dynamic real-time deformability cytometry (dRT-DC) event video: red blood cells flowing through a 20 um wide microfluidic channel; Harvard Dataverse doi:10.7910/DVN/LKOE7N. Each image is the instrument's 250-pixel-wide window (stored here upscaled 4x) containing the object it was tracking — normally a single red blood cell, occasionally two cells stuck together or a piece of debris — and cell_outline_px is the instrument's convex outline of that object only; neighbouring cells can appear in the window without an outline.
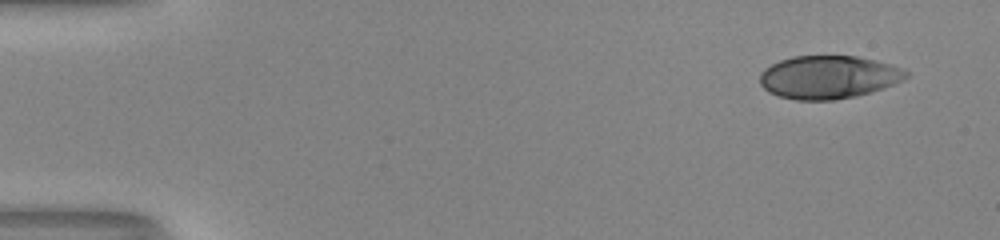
{"species": "human", "species_latin": "Homo sapiens", "temperature_condition": "room temperature", "stored_images_in_passage": 49, "camera_frame_rate_fps": 3000, "um_per_image_px": 0.085, "donor": {"sex": "male"}, "frame": {"image": 1, "passage_image": 1, "time_ms": 0.0, "image_size_px": [1000, 240], "cell_outline_px": [[912, 72], [904, 80], [856, 96], [832, 100], [796, 100], [780, 96], [768, 92], [760, 84], [760, 72], [764, 68], [780, 60], [792, 56], [856, 56], [892, 64], [904, 68]], "centroid_in_image_um": [70.43, 6.55], "position_along_channel_um": 14.6, "area_um2": 36.76}}
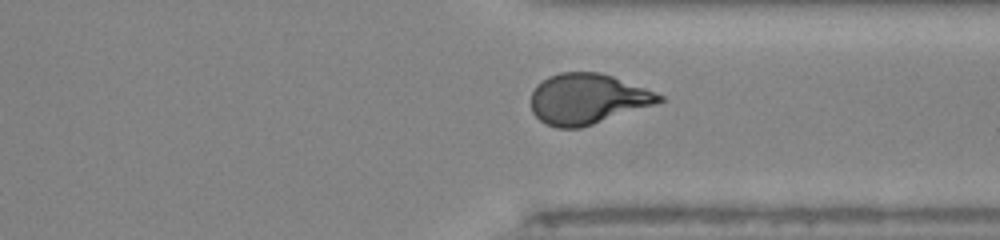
{"frame": {"image": 2, "passage_image": 37, "time_ms": 12.0, "image_size_px": [1000, 240], "cell_outline_px": [[668, 100], [656, 104], [580, 128], [556, 128], [544, 124], [532, 112], [532, 92], [536, 84], [548, 76], [560, 72], [600, 72], [612, 76], [656, 92], [664, 96]], "centroid_in_image_um": [49.93, 8.41], "position_along_channel_um": 361.5, "area_um2": 37.8}}
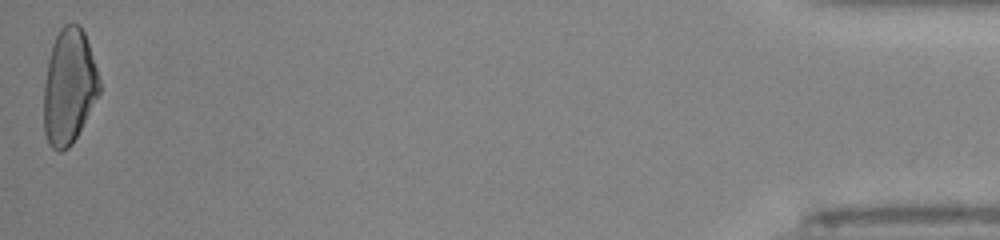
{"frame": {"image": 3, "passage_image": 49, "time_ms": 16.0, "image_size_px": [1000, 240], "cell_outline_px": [[100, 92], [72, 144], [68, 148], [60, 152], [56, 152], [48, 144], [44, 132], [44, 84], [48, 60], [52, 44], [60, 28], [64, 24], [80, 24], [84, 32], [100, 80]], "centroid_in_image_um": [5.85, 7.38], "position_along_channel_um": 429.4, "area_um2": 37.22}, "authors_computed_cell_mechanics": {"area_um2": 37.8012, "velocity_mm_per_s": 4.0797, "shape_relaxation_time_tau1_ms": null, "shape_relaxation_time_tau2_ms": 0.783, "deformation_change_tau1": null, "deformation_change_tau2": 0.0754}}